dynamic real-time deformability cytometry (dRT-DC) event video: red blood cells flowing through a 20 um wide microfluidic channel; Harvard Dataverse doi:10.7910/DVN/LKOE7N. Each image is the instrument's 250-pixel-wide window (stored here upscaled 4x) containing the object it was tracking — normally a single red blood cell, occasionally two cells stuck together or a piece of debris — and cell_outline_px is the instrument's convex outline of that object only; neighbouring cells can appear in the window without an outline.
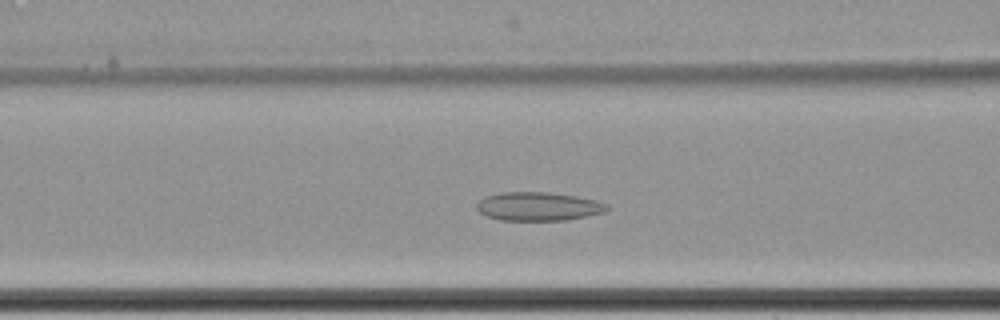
{"species": "common noctule bat (a hibernating species)", "species_latin": "Nyctalus noctula", "temperature_condition": "cold", "stored_images_in_passage": 60, "camera_frame_rate_fps": 3000, "um_per_image_px": 0.085, "animal": {"sex": "female", "body_mass_g": 22.7, "forearm_length_mm": 54.2}, "frame": {"image": 1, "passage_image": 25, "time_ms": 8.0, "image_size_px": [1000, 320], "cell_outline_px": [[608, 208], [604, 212], [564, 220], [500, 220], [488, 216], [480, 212], [476, 208], [476, 204], [484, 196], [500, 192], [548, 192], [576, 196], [596, 200], [608, 204]], "centroid_in_image_um": [45.73, 17.53], "position_along_channel_um": 120.9, "area_um2": 21.62}}
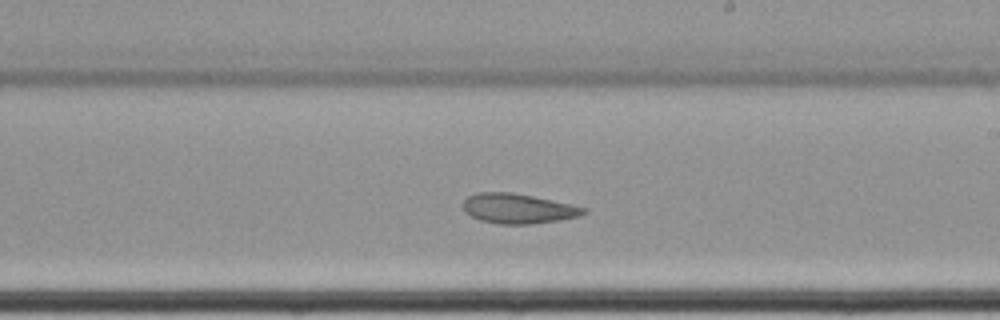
{"frame": {"image": 2, "passage_image": 36, "time_ms": 11.667, "image_size_px": [1000, 320], "cell_outline_px": [[588, 212], [580, 216], [560, 220], [532, 224], [496, 224], [480, 220], [464, 212], [464, 200], [468, 196], [476, 192], [512, 192], [552, 200], [588, 208]], "centroid_in_image_um": [44.05, 17.73], "position_along_channel_um": 244.9, "area_um2": 21.1}}
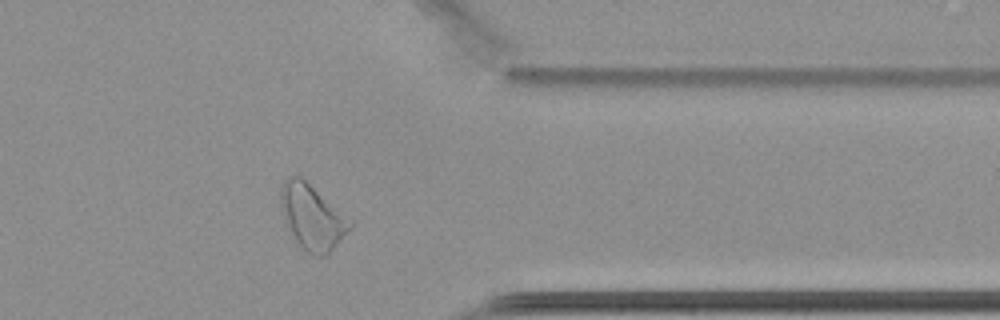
{"frame": {"image": 3, "passage_image": 49, "time_ms": 16.0, "image_size_px": [1000, 320], "cell_outline_px": [[352, 228], [328, 256], [316, 256], [304, 252], [300, 248], [292, 232], [280, 200], [280, 188], [284, 180], [288, 176], [300, 176], [352, 220]], "centroid_in_image_um": [26.59, 18.48], "position_along_channel_um": 384.8, "area_um2": 25.89}, "authors_computed_cell_mechanics": {"area_um2": 25.6921, "velocity_mm_per_s": 3.3904, "shape_relaxation_time_tau1_ms": null, "shape_relaxation_time_tau2_ms": 5.5544, "deformation_change_tau1": null, "deformation_change_tau2": 0.1077}}